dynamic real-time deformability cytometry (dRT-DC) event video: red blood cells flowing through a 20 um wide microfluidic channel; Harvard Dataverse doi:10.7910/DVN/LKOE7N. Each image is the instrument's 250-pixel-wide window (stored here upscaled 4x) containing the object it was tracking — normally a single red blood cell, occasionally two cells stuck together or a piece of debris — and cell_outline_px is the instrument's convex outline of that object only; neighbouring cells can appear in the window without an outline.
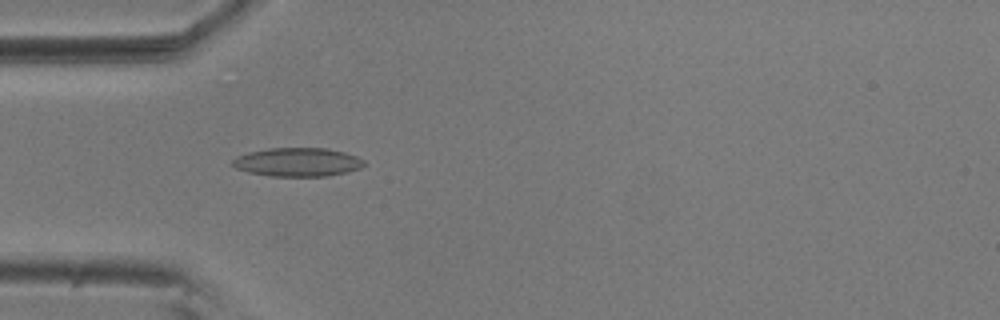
{"species": "common noctule bat (a hibernating species)", "species_latin": "Nyctalus noctula", "temperature_condition": "room temperature", "stored_images_in_passage": 51, "camera_frame_rate_fps": 3000, "um_per_image_px": 0.085, "animal": {"sex": "male", "body_mass_g": 20.5, "forearm_length_mm": 52.5}, "frame": {"image": 1, "passage_image": 12, "time_ms": 3.667, "image_size_px": [1000, 320], "cell_outline_px": [[364, 164], [360, 168], [344, 172], [324, 176], [268, 176], [248, 172], [236, 168], [232, 164], [232, 160], [236, 156], [248, 152], [268, 148], [328, 148], [344, 152], [356, 156], [364, 160]], "centroid_in_image_um": [25.25, 13.77], "position_along_channel_um": 59.7, "area_um2": 21.91}}
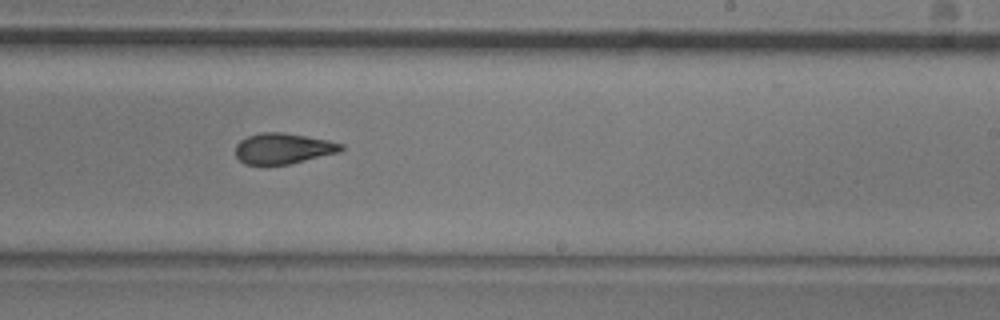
{"frame": {"image": 2, "passage_image": 29, "time_ms": 9.333, "image_size_px": [1000, 320], "cell_outline_px": [[344, 148], [340, 152], [288, 164], [244, 164], [236, 156], [236, 144], [240, 140], [248, 136], [260, 132], [284, 132], [328, 140], [344, 144]], "centroid_in_image_um": [24.07, 12.61], "position_along_channel_um": 264.9, "area_um2": 18.84}}
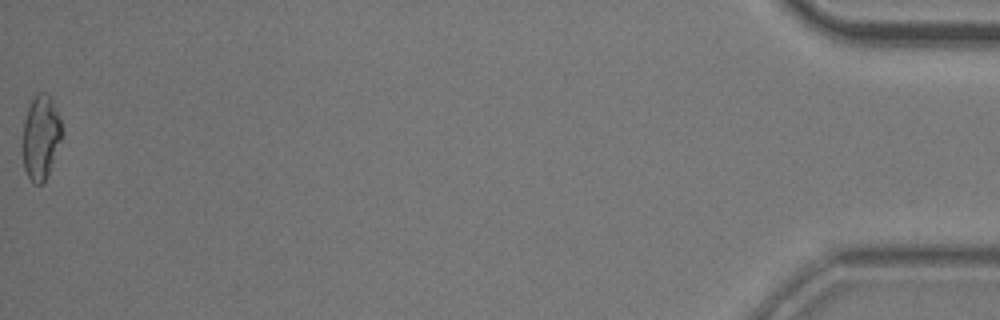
{"frame": {"image": 3, "passage_image": 51, "time_ms": 16.667, "image_size_px": [1000, 320], "cell_outline_px": [[64, 136], [48, 172], [44, 180], [40, 184], [32, 184], [24, 168], [24, 120], [28, 108], [36, 92], [44, 92], [52, 100], [60, 116], [64, 132]], "centroid_in_image_um": [3.51, 11.64], "position_along_channel_um": 431.7, "area_um2": 19.19}, "authors_computed_cell_mechanics": {"area_um2": 19.5942, "velocity_mm_per_s": 3.6559, "shape_relaxation_time_tau1_ms": null, "shape_relaxation_time_tau2_ms": 3.2945, "deformation_change_tau1": null, "deformation_change_tau2": 0.0899}}